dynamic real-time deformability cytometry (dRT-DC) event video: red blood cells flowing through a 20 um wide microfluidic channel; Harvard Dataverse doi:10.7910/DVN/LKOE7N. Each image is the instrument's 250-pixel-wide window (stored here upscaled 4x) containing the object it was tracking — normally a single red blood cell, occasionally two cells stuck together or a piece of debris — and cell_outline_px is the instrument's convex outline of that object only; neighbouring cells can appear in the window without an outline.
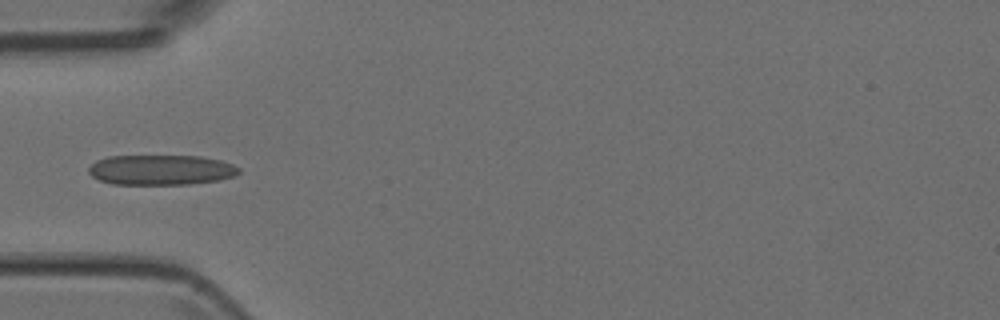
{"species": "Egyptian fruit bat (a non-hibernating species)", "species_latin": "Rousettus aegyptiacus", "temperature_condition": "room temperature", "stored_images_in_passage": 3, "camera_frame_rate_fps": 3000, "um_per_image_px": 0.085, "animal": {"sex": "female"}, "frame": {"image": 1, "passage_image": 3, "time_ms": 2.0, "image_size_px": [1000, 320], "cell_outline_px": [[240, 172], [236, 176], [220, 180], [188, 184], [112, 184], [100, 180], [92, 176], [88, 172], [88, 168], [96, 160], [108, 156], [200, 156], [220, 160], [232, 164], [240, 168]], "centroid_in_image_um": [13.7, 14.44], "position_along_channel_um": 71.3, "area_um2": 26.47}}